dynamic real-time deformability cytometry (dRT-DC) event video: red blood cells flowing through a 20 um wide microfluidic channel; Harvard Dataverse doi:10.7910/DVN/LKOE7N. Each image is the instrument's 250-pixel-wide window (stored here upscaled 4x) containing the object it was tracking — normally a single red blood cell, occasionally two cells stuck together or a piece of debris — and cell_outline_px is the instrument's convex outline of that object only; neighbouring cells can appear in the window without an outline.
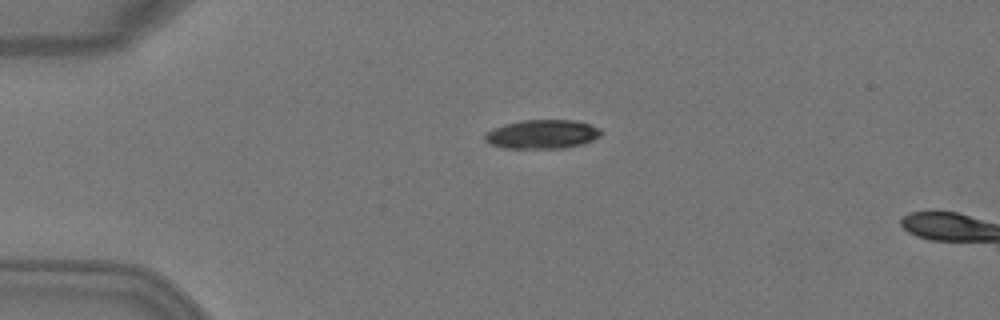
{"species": "Egyptian fruit bat (a non-hibernating species)", "species_latin": "Rousettus aegyptiacus", "temperature_condition": "warm", "stored_images_in_passage": 2, "camera_frame_rate_fps": 3000, "um_per_image_px": 0.085, "animal": {"sex": "female"}, "frame": {"image": 1, "passage_image": 1, "time_ms": 0.0, "image_size_px": [1000, 320], "cell_outline_px": [[604, 132], [600, 136], [592, 140], [580, 144], [564, 148], [504, 148], [492, 144], [484, 140], [484, 132], [492, 128], [504, 124], [520, 120], [576, 120], [600, 128]], "centroid_in_image_um": [46.07, 11.4], "position_along_channel_um": 38.9, "area_um2": 19.71}}